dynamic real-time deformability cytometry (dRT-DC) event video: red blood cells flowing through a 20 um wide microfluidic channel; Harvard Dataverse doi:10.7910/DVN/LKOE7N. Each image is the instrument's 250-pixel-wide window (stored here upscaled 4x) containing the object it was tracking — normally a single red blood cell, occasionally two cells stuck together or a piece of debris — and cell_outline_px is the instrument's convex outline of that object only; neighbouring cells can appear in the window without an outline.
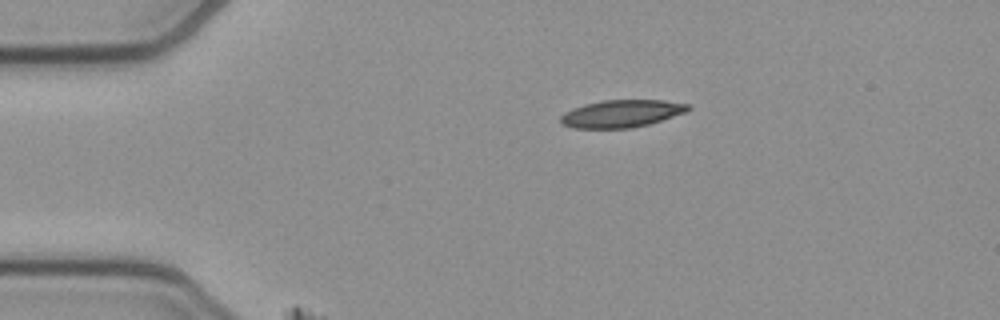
{"species": "common noctule bat (a hibernating species)", "species_latin": "Nyctalus noctula", "temperature_condition": "cold", "stored_images_in_passage": 18, "camera_frame_rate_fps": 3000, "um_per_image_px": 0.085, "animal": {"sex": "female", "body_mass_g": 21.9}, "frame": {"image": 1, "passage_image": 1, "time_ms": 0.0, "image_size_px": [1000, 320], "cell_outline_px": [[692, 108], [684, 112], [648, 124], [632, 128], [572, 128], [564, 124], [560, 120], [560, 116], [564, 112], [572, 108], [584, 104], [604, 100], [664, 100], [688, 104]], "centroid_in_image_um": [52.8, 9.65], "position_along_channel_um": 32.2, "area_um2": 20.23}}